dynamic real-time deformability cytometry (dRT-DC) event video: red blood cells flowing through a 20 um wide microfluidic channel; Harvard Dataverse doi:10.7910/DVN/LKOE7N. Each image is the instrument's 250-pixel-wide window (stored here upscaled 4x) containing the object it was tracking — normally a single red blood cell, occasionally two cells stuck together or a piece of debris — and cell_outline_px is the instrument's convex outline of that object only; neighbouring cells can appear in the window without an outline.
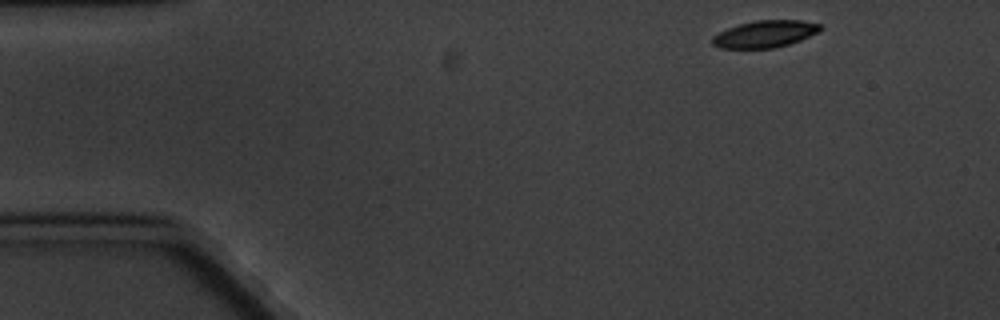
{"species": "common noctule bat (a hibernating species)", "species_latin": "Nyctalus noctula", "temperature_condition": "cold", "stored_images_in_passage": 3, "camera_frame_rate_fps": 3000, "um_per_image_px": 0.085, "animal": {"sex": "male", "body_mass_g": 20.1, "forearm_length_mm": 53.5}, "frame": {"image": 1, "passage_image": 1, "time_ms": 0.0, "image_size_px": [1000, 320], "cell_outline_px": [[824, 28], [820, 32], [800, 40], [776, 48], [720, 48], [712, 44], [712, 36], [728, 28], [740, 24], [756, 20], [804, 20], [820, 24]], "centroid_in_image_um": [65.07, 2.88], "position_along_channel_um": 19.9, "area_um2": 17.05}}